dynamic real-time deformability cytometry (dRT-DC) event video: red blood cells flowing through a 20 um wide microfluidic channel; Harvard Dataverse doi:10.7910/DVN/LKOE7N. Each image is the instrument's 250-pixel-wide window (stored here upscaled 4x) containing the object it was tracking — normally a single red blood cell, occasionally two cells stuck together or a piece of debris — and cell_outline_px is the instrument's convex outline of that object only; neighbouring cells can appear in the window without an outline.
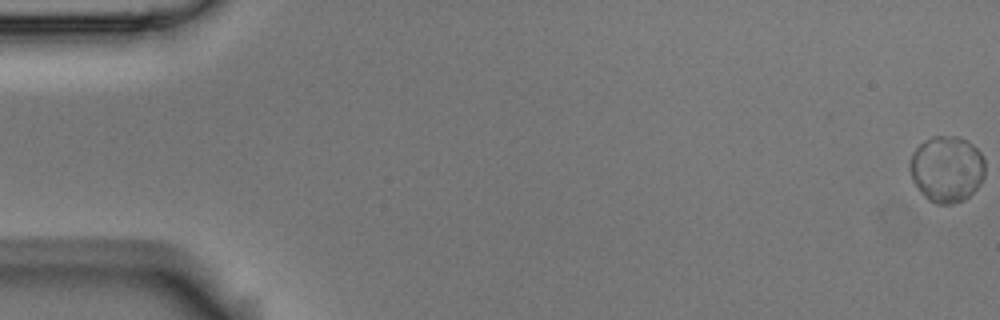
{"species": "Egyptian fruit bat (a non-hibernating species)", "species_latin": "Rousettus aegyptiacus", "temperature_condition": "room temperature", "stored_images_in_passage": 5, "camera_frame_rate_fps": 3000, "um_per_image_px": 0.085, "animal": {"sex": "male"}, "frame": {"image": 1, "passage_image": 1, "time_ms": 0.0, "image_size_px": [1000, 320], "cell_outline_px": [[984, 176], [980, 184], [964, 200], [952, 204], [936, 204], [928, 200], [920, 192], [912, 180], [908, 168], [908, 164], [912, 152], [924, 140], [932, 136], [956, 136], [968, 140], [980, 152], [984, 160]], "centroid_in_image_um": [80.44, 14.36], "position_along_channel_um": 4.6, "area_um2": 29.36}}